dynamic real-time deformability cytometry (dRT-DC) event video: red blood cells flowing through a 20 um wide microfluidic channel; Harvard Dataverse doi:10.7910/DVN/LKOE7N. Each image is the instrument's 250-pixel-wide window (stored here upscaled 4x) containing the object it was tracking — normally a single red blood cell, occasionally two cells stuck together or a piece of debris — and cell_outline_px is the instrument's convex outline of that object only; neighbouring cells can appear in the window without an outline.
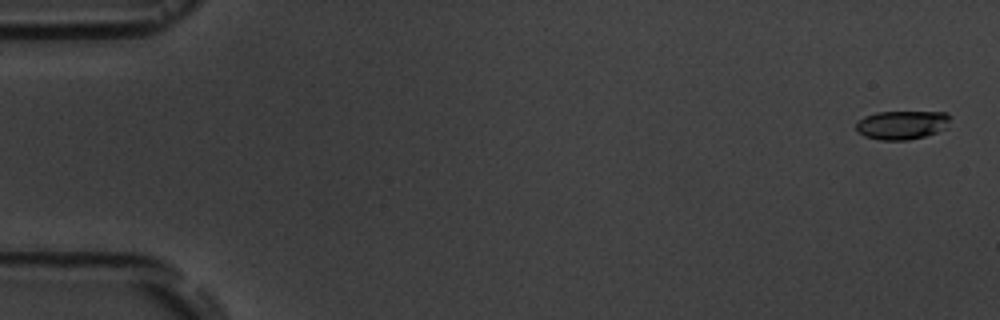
{"species": "common noctule bat (a hibernating species)", "species_latin": "Nyctalus noctula", "temperature_condition": "room temperature", "stored_images_in_passage": 5, "camera_frame_rate_fps": 3000, "um_per_image_px": 0.085, "animal": {"sex": "male", "body_mass_g": 19.5, "forearm_length_mm": 54.6}, "frame": {"image": 1, "passage_image": 1, "time_ms": 0.0, "image_size_px": [1000, 320], "cell_outline_px": [[952, 116], [948, 128], [924, 136], [908, 140], [880, 140], [864, 136], [856, 132], [856, 124], [864, 116], [876, 112], [948, 112]], "centroid_in_image_um": [76.7, 10.61], "position_along_channel_um": 8.3, "area_um2": 16.01}}